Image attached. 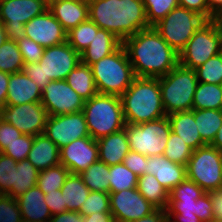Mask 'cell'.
<instances>
[{"label":"cell","instance_id":"obj_1","mask_svg":"<svg viewBox=\"0 0 222 222\" xmlns=\"http://www.w3.org/2000/svg\"><path fill=\"white\" fill-rule=\"evenodd\" d=\"M136 77L159 78L179 64V54L154 27L138 31L122 42Z\"/></svg>","mask_w":222,"mask_h":222},{"label":"cell","instance_id":"obj_2","mask_svg":"<svg viewBox=\"0 0 222 222\" xmlns=\"http://www.w3.org/2000/svg\"><path fill=\"white\" fill-rule=\"evenodd\" d=\"M89 19L122 42L149 28L142 0H89Z\"/></svg>","mask_w":222,"mask_h":222},{"label":"cell","instance_id":"obj_3","mask_svg":"<svg viewBox=\"0 0 222 222\" xmlns=\"http://www.w3.org/2000/svg\"><path fill=\"white\" fill-rule=\"evenodd\" d=\"M126 124H142L166 115L159 78L136 77L120 96Z\"/></svg>","mask_w":222,"mask_h":222},{"label":"cell","instance_id":"obj_4","mask_svg":"<svg viewBox=\"0 0 222 222\" xmlns=\"http://www.w3.org/2000/svg\"><path fill=\"white\" fill-rule=\"evenodd\" d=\"M90 137L98 140L126 126L119 96L97 93L82 109Z\"/></svg>","mask_w":222,"mask_h":222},{"label":"cell","instance_id":"obj_5","mask_svg":"<svg viewBox=\"0 0 222 222\" xmlns=\"http://www.w3.org/2000/svg\"><path fill=\"white\" fill-rule=\"evenodd\" d=\"M90 67L100 94L120 97L136 78L123 45Z\"/></svg>","mask_w":222,"mask_h":222},{"label":"cell","instance_id":"obj_6","mask_svg":"<svg viewBox=\"0 0 222 222\" xmlns=\"http://www.w3.org/2000/svg\"><path fill=\"white\" fill-rule=\"evenodd\" d=\"M197 83L195 70L180 64L166 75L159 77L162 103L166 115L192 110Z\"/></svg>","mask_w":222,"mask_h":222},{"label":"cell","instance_id":"obj_7","mask_svg":"<svg viewBox=\"0 0 222 222\" xmlns=\"http://www.w3.org/2000/svg\"><path fill=\"white\" fill-rule=\"evenodd\" d=\"M207 20L195 11L177 6L153 27L178 54Z\"/></svg>","mask_w":222,"mask_h":222},{"label":"cell","instance_id":"obj_8","mask_svg":"<svg viewBox=\"0 0 222 222\" xmlns=\"http://www.w3.org/2000/svg\"><path fill=\"white\" fill-rule=\"evenodd\" d=\"M222 52V32L212 20H207L189 39L179 53V64L195 70Z\"/></svg>","mask_w":222,"mask_h":222},{"label":"cell","instance_id":"obj_9","mask_svg":"<svg viewBox=\"0 0 222 222\" xmlns=\"http://www.w3.org/2000/svg\"><path fill=\"white\" fill-rule=\"evenodd\" d=\"M186 173L205 192L222 188V151L211 145L193 150Z\"/></svg>","mask_w":222,"mask_h":222},{"label":"cell","instance_id":"obj_10","mask_svg":"<svg viewBox=\"0 0 222 222\" xmlns=\"http://www.w3.org/2000/svg\"><path fill=\"white\" fill-rule=\"evenodd\" d=\"M170 133L167 116L138 125L126 124L130 150L145 156L164 155Z\"/></svg>","mask_w":222,"mask_h":222},{"label":"cell","instance_id":"obj_11","mask_svg":"<svg viewBox=\"0 0 222 222\" xmlns=\"http://www.w3.org/2000/svg\"><path fill=\"white\" fill-rule=\"evenodd\" d=\"M48 0H5L0 3V20L5 25L8 40L25 37L24 25L48 10Z\"/></svg>","mask_w":222,"mask_h":222},{"label":"cell","instance_id":"obj_12","mask_svg":"<svg viewBox=\"0 0 222 222\" xmlns=\"http://www.w3.org/2000/svg\"><path fill=\"white\" fill-rule=\"evenodd\" d=\"M48 117L41 102L5 105L0 110V120L13 125L23 134L32 136L44 133Z\"/></svg>","mask_w":222,"mask_h":222},{"label":"cell","instance_id":"obj_13","mask_svg":"<svg viewBox=\"0 0 222 222\" xmlns=\"http://www.w3.org/2000/svg\"><path fill=\"white\" fill-rule=\"evenodd\" d=\"M44 134L56 144L59 149L74 140L90 136L82 111L49 116L45 125Z\"/></svg>","mask_w":222,"mask_h":222},{"label":"cell","instance_id":"obj_14","mask_svg":"<svg viewBox=\"0 0 222 222\" xmlns=\"http://www.w3.org/2000/svg\"><path fill=\"white\" fill-rule=\"evenodd\" d=\"M80 62V53L65 41L62 44L45 48L38 63L43 69L44 82H50L52 80H65Z\"/></svg>","mask_w":222,"mask_h":222},{"label":"cell","instance_id":"obj_15","mask_svg":"<svg viewBox=\"0 0 222 222\" xmlns=\"http://www.w3.org/2000/svg\"><path fill=\"white\" fill-rule=\"evenodd\" d=\"M41 104L49 116L82 111L84 100L65 80H52L42 89Z\"/></svg>","mask_w":222,"mask_h":222},{"label":"cell","instance_id":"obj_16","mask_svg":"<svg viewBox=\"0 0 222 222\" xmlns=\"http://www.w3.org/2000/svg\"><path fill=\"white\" fill-rule=\"evenodd\" d=\"M110 212L114 221H131L151 214L157 208L137 188L109 193Z\"/></svg>","mask_w":222,"mask_h":222},{"label":"cell","instance_id":"obj_17","mask_svg":"<svg viewBox=\"0 0 222 222\" xmlns=\"http://www.w3.org/2000/svg\"><path fill=\"white\" fill-rule=\"evenodd\" d=\"M25 37L44 48L67 41V32L48 9L24 25Z\"/></svg>","mask_w":222,"mask_h":222},{"label":"cell","instance_id":"obj_18","mask_svg":"<svg viewBox=\"0 0 222 222\" xmlns=\"http://www.w3.org/2000/svg\"><path fill=\"white\" fill-rule=\"evenodd\" d=\"M98 160V145L90 136L74 140L60 149V164L71 174L80 175Z\"/></svg>","mask_w":222,"mask_h":222},{"label":"cell","instance_id":"obj_19","mask_svg":"<svg viewBox=\"0 0 222 222\" xmlns=\"http://www.w3.org/2000/svg\"><path fill=\"white\" fill-rule=\"evenodd\" d=\"M146 173L154 175L168 192L187 178L186 166L174 163L164 155L147 156Z\"/></svg>","mask_w":222,"mask_h":222},{"label":"cell","instance_id":"obj_20","mask_svg":"<svg viewBox=\"0 0 222 222\" xmlns=\"http://www.w3.org/2000/svg\"><path fill=\"white\" fill-rule=\"evenodd\" d=\"M48 9L66 32L89 18V3L78 0H51Z\"/></svg>","mask_w":222,"mask_h":222},{"label":"cell","instance_id":"obj_21","mask_svg":"<svg viewBox=\"0 0 222 222\" xmlns=\"http://www.w3.org/2000/svg\"><path fill=\"white\" fill-rule=\"evenodd\" d=\"M42 90L24 71L10 74L5 105L41 102Z\"/></svg>","mask_w":222,"mask_h":222},{"label":"cell","instance_id":"obj_22","mask_svg":"<svg viewBox=\"0 0 222 222\" xmlns=\"http://www.w3.org/2000/svg\"><path fill=\"white\" fill-rule=\"evenodd\" d=\"M99 160L108 166L123 163L130 147L126 134V126L120 131L96 140Z\"/></svg>","mask_w":222,"mask_h":222},{"label":"cell","instance_id":"obj_23","mask_svg":"<svg viewBox=\"0 0 222 222\" xmlns=\"http://www.w3.org/2000/svg\"><path fill=\"white\" fill-rule=\"evenodd\" d=\"M44 196L43 191L40 190L38 186H35L16 197L22 219L36 222H49L52 214L45 202Z\"/></svg>","mask_w":222,"mask_h":222},{"label":"cell","instance_id":"obj_24","mask_svg":"<svg viewBox=\"0 0 222 222\" xmlns=\"http://www.w3.org/2000/svg\"><path fill=\"white\" fill-rule=\"evenodd\" d=\"M170 122L171 131L176 133L193 150L206 144L197 130L194 118V109L189 111L174 112L167 115Z\"/></svg>","mask_w":222,"mask_h":222},{"label":"cell","instance_id":"obj_25","mask_svg":"<svg viewBox=\"0 0 222 222\" xmlns=\"http://www.w3.org/2000/svg\"><path fill=\"white\" fill-rule=\"evenodd\" d=\"M122 41L105 29H99L89 46L81 53V63L91 66L100 59L115 52Z\"/></svg>","mask_w":222,"mask_h":222},{"label":"cell","instance_id":"obj_26","mask_svg":"<svg viewBox=\"0 0 222 222\" xmlns=\"http://www.w3.org/2000/svg\"><path fill=\"white\" fill-rule=\"evenodd\" d=\"M39 171L60 164V149L44 133L34 136L27 158Z\"/></svg>","mask_w":222,"mask_h":222},{"label":"cell","instance_id":"obj_27","mask_svg":"<svg viewBox=\"0 0 222 222\" xmlns=\"http://www.w3.org/2000/svg\"><path fill=\"white\" fill-rule=\"evenodd\" d=\"M65 81L84 101L98 93L91 67L81 62L68 74Z\"/></svg>","mask_w":222,"mask_h":222},{"label":"cell","instance_id":"obj_28","mask_svg":"<svg viewBox=\"0 0 222 222\" xmlns=\"http://www.w3.org/2000/svg\"><path fill=\"white\" fill-rule=\"evenodd\" d=\"M137 189L157 209H167L169 192L159 183L152 174L138 176Z\"/></svg>","mask_w":222,"mask_h":222},{"label":"cell","instance_id":"obj_29","mask_svg":"<svg viewBox=\"0 0 222 222\" xmlns=\"http://www.w3.org/2000/svg\"><path fill=\"white\" fill-rule=\"evenodd\" d=\"M64 204L68 211H79L87 199L90 190L84 184L79 174H69L64 185L61 187Z\"/></svg>","mask_w":222,"mask_h":222},{"label":"cell","instance_id":"obj_30","mask_svg":"<svg viewBox=\"0 0 222 222\" xmlns=\"http://www.w3.org/2000/svg\"><path fill=\"white\" fill-rule=\"evenodd\" d=\"M197 130L206 145H211L222 125V110L194 109Z\"/></svg>","mask_w":222,"mask_h":222},{"label":"cell","instance_id":"obj_31","mask_svg":"<svg viewBox=\"0 0 222 222\" xmlns=\"http://www.w3.org/2000/svg\"><path fill=\"white\" fill-rule=\"evenodd\" d=\"M38 173L39 170L28 159L17 162L13 186L5 195L16 198L37 186Z\"/></svg>","mask_w":222,"mask_h":222},{"label":"cell","instance_id":"obj_32","mask_svg":"<svg viewBox=\"0 0 222 222\" xmlns=\"http://www.w3.org/2000/svg\"><path fill=\"white\" fill-rule=\"evenodd\" d=\"M192 109L222 110V87L217 84L197 83Z\"/></svg>","mask_w":222,"mask_h":222},{"label":"cell","instance_id":"obj_33","mask_svg":"<svg viewBox=\"0 0 222 222\" xmlns=\"http://www.w3.org/2000/svg\"><path fill=\"white\" fill-rule=\"evenodd\" d=\"M90 191L110 193L109 166L98 160L80 174Z\"/></svg>","mask_w":222,"mask_h":222},{"label":"cell","instance_id":"obj_34","mask_svg":"<svg viewBox=\"0 0 222 222\" xmlns=\"http://www.w3.org/2000/svg\"><path fill=\"white\" fill-rule=\"evenodd\" d=\"M100 28L89 18L67 32V42L77 52L81 53L94 39Z\"/></svg>","mask_w":222,"mask_h":222},{"label":"cell","instance_id":"obj_35","mask_svg":"<svg viewBox=\"0 0 222 222\" xmlns=\"http://www.w3.org/2000/svg\"><path fill=\"white\" fill-rule=\"evenodd\" d=\"M70 171L59 164L38 173L37 186L44 194L61 189Z\"/></svg>","mask_w":222,"mask_h":222},{"label":"cell","instance_id":"obj_36","mask_svg":"<svg viewBox=\"0 0 222 222\" xmlns=\"http://www.w3.org/2000/svg\"><path fill=\"white\" fill-rule=\"evenodd\" d=\"M24 62L16 41L6 40L0 46V71L13 74L23 71Z\"/></svg>","mask_w":222,"mask_h":222},{"label":"cell","instance_id":"obj_37","mask_svg":"<svg viewBox=\"0 0 222 222\" xmlns=\"http://www.w3.org/2000/svg\"><path fill=\"white\" fill-rule=\"evenodd\" d=\"M138 175L129 170L124 163L109 166L110 192L137 188Z\"/></svg>","mask_w":222,"mask_h":222},{"label":"cell","instance_id":"obj_38","mask_svg":"<svg viewBox=\"0 0 222 222\" xmlns=\"http://www.w3.org/2000/svg\"><path fill=\"white\" fill-rule=\"evenodd\" d=\"M192 153L193 149L180 136L171 131L164 150V156L174 163L186 166Z\"/></svg>","mask_w":222,"mask_h":222},{"label":"cell","instance_id":"obj_39","mask_svg":"<svg viewBox=\"0 0 222 222\" xmlns=\"http://www.w3.org/2000/svg\"><path fill=\"white\" fill-rule=\"evenodd\" d=\"M198 82L222 84V52L195 69Z\"/></svg>","mask_w":222,"mask_h":222},{"label":"cell","instance_id":"obj_40","mask_svg":"<svg viewBox=\"0 0 222 222\" xmlns=\"http://www.w3.org/2000/svg\"><path fill=\"white\" fill-rule=\"evenodd\" d=\"M142 2L150 27H153L175 7L179 6L178 0H142Z\"/></svg>","mask_w":222,"mask_h":222},{"label":"cell","instance_id":"obj_41","mask_svg":"<svg viewBox=\"0 0 222 222\" xmlns=\"http://www.w3.org/2000/svg\"><path fill=\"white\" fill-rule=\"evenodd\" d=\"M78 212L83 216L98 212H110L109 193L90 191Z\"/></svg>","mask_w":222,"mask_h":222},{"label":"cell","instance_id":"obj_42","mask_svg":"<svg viewBox=\"0 0 222 222\" xmlns=\"http://www.w3.org/2000/svg\"><path fill=\"white\" fill-rule=\"evenodd\" d=\"M205 191L186 178L169 192V201L197 200Z\"/></svg>","mask_w":222,"mask_h":222},{"label":"cell","instance_id":"obj_43","mask_svg":"<svg viewBox=\"0 0 222 222\" xmlns=\"http://www.w3.org/2000/svg\"><path fill=\"white\" fill-rule=\"evenodd\" d=\"M34 142V136L22 134L17 140L8 145L2 152L4 155L11 157L16 162L28 158L29 152Z\"/></svg>","mask_w":222,"mask_h":222},{"label":"cell","instance_id":"obj_44","mask_svg":"<svg viewBox=\"0 0 222 222\" xmlns=\"http://www.w3.org/2000/svg\"><path fill=\"white\" fill-rule=\"evenodd\" d=\"M17 162L0 153V194H6L14 183Z\"/></svg>","mask_w":222,"mask_h":222},{"label":"cell","instance_id":"obj_45","mask_svg":"<svg viewBox=\"0 0 222 222\" xmlns=\"http://www.w3.org/2000/svg\"><path fill=\"white\" fill-rule=\"evenodd\" d=\"M22 215L16 198L0 194V222H21Z\"/></svg>","mask_w":222,"mask_h":222},{"label":"cell","instance_id":"obj_46","mask_svg":"<svg viewBox=\"0 0 222 222\" xmlns=\"http://www.w3.org/2000/svg\"><path fill=\"white\" fill-rule=\"evenodd\" d=\"M24 63H37L43 56L45 48L28 37L17 41Z\"/></svg>","mask_w":222,"mask_h":222},{"label":"cell","instance_id":"obj_47","mask_svg":"<svg viewBox=\"0 0 222 222\" xmlns=\"http://www.w3.org/2000/svg\"><path fill=\"white\" fill-rule=\"evenodd\" d=\"M124 165L138 176L146 174L147 156L138 152L129 151L123 160Z\"/></svg>","mask_w":222,"mask_h":222},{"label":"cell","instance_id":"obj_48","mask_svg":"<svg viewBox=\"0 0 222 222\" xmlns=\"http://www.w3.org/2000/svg\"><path fill=\"white\" fill-rule=\"evenodd\" d=\"M167 215H193L197 216L196 200L169 201L166 209Z\"/></svg>","mask_w":222,"mask_h":222},{"label":"cell","instance_id":"obj_49","mask_svg":"<svg viewBox=\"0 0 222 222\" xmlns=\"http://www.w3.org/2000/svg\"><path fill=\"white\" fill-rule=\"evenodd\" d=\"M23 133L9 123L0 120V153H2L8 145L13 143Z\"/></svg>","mask_w":222,"mask_h":222},{"label":"cell","instance_id":"obj_50","mask_svg":"<svg viewBox=\"0 0 222 222\" xmlns=\"http://www.w3.org/2000/svg\"><path fill=\"white\" fill-rule=\"evenodd\" d=\"M197 217L202 222H211L215 220L212 210V202L208 192L197 198Z\"/></svg>","mask_w":222,"mask_h":222},{"label":"cell","instance_id":"obj_51","mask_svg":"<svg viewBox=\"0 0 222 222\" xmlns=\"http://www.w3.org/2000/svg\"><path fill=\"white\" fill-rule=\"evenodd\" d=\"M44 199L52 215L67 211L61 189L46 193Z\"/></svg>","mask_w":222,"mask_h":222},{"label":"cell","instance_id":"obj_52","mask_svg":"<svg viewBox=\"0 0 222 222\" xmlns=\"http://www.w3.org/2000/svg\"><path fill=\"white\" fill-rule=\"evenodd\" d=\"M178 3L181 7L197 12L206 20L213 19V15L208 11L207 0H178Z\"/></svg>","mask_w":222,"mask_h":222},{"label":"cell","instance_id":"obj_53","mask_svg":"<svg viewBox=\"0 0 222 222\" xmlns=\"http://www.w3.org/2000/svg\"><path fill=\"white\" fill-rule=\"evenodd\" d=\"M23 71L25 74L34 81L41 90L49 83L44 82V73L40 64L37 63H24Z\"/></svg>","mask_w":222,"mask_h":222},{"label":"cell","instance_id":"obj_54","mask_svg":"<svg viewBox=\"0 0 222 222\" xmlns=\"http://www.w3.org/2000/svg\"><path fill=\"white\" fill-rule=\"evenodd\" d=\"M211 202L213 215L216 221H222V188L208 192Z\"/></svg>","mask_w":222,"mask_h":222},{"label":"cell","instance_id":"obj_55","mask_svg":"<svg viewBox=\"0 0 222 222\" xmlns=\"http://www.w3.org/2000/svg\"><path fill=\"white\" fill-rule=\"evenodd\" d=\"M49 222H84L83 215L78 211H65L51 216Z\"/></svg>","mask_w":222,"mask_h":222},{"label":"cell","instance_id":"obj_56","mask_svg":"<svg viewBox=\"0 0 222 222\" xmlns=\"http://www.w3.org/2000/svg\"><path fill=\"white\" fill-rule=\"evenodd\" d=\"M115 222H168V217L166 209H156L151 214L146 215L138 220Z\"/></svg>","mask_w":222,"mask_h":222},{"label":"cell","instance_id":"obj_57","mask_svg":"<svg viewBox=\"0 0 222 222\" xmlns=\"http://www.w3.org/2000/svg\"><path fill=\"white\" fill-rule=\"evenodd\" d=\"M10 74L0 71V110L5 106Z\"/></svg>","mask_w":222,"mask_h":222},{"label":"cell","instance_id":"obj_58","mask_svg":"<svg viewBox=\"0 0 222 222\" xmlns=\"http://www.w3.org/2000/svg\"><path fill=\"white\" fill-rule=\"evenodd\" d=\"M84 222H115L111 212H98L83 216Z\"/></svg>","mask_w":222,"mask_h":222},{"label":"cell","instance_id":"obj_59","mask_svg":"<svg viewBox=\"0 0 222 222\" xmlns=\"http://www.w3.org/2000/svg\"><path fill=\"white\" fill-rule=\"evenodd\" d=\"M168 222H202L195 214L193 215H167ZM175 218L172 220V218Z\"/></svg>","mask_w":222,"mask_h":222},{"label":"cell","instance_id":"obj_60","mask_svg":"<svg viewBox=\"0 0 222 222\" xmlns=\"http://www.w3.org/2000/svg\"><path fill=\"white\" fill-rule=\"evenodd\" d=\"M208 11L214 15L222 8V0H207Z\"/></svg>","mask_w":222,"mask_h":222},{"label":"cell","instance_id":"obj_61","mask_svg":"<svg viewBox=\"0 0 222 222\" xmlns=\"http://www.w3.org/2000/svg\"><path fill=\"white\" fill-rule=\"evenodd\" d=\"M211 146L215 147L219 151H222V125L220 126Z\"/></svg>","mask_w":222,"mask_h":222},{"label":"cell","instance_id":"obj_62","mask_svg":"<svg viewBox=\"0 0 222 222\" xmlns=\"http://www.w3.org/2000/svg\"><path fill=\"white\" fill-rule=\"evenodd\" d=\"M212 21L215 23L217 28L222 32V8L213 15Z\"/></svg>","mask_w":222,"mask_h":222},{"label":"cell","instance_id":"obj_63","mask_svg":"<svg viewBox=\"0 0 222 222\" xmlns=\"http://www.w3.org/2000/svg\"><path fill=\"white\" fill-rule=\"evenodd\" d=\"M7 34L5 32V25L0 20V46L7 40Z\"/></svg>","mask_w":222,"mask_h":222},{"label":"cell","instance_id":"obj_64","mask_svg":"<svg viewBox=\"0 0 222 222\" xmlns=\"http://www.w3.org/2000/svg\"><path fill=\"white\" fill-rule=\"evenodd\" d=\"M21 222H36V221H30V220H25V219H22Z\"/></svg>","mask_w":222,"mask_h":222},{"label":"cell","instance_id":"obj_65","mask_svg":"<svg viewBox=\"0 0 222 222\" xmlns=\"http://www.w3.org/2000/svg\"><path fill=\"white\" fill-rule=\"evenodd\" d=\"M49 1H51V0H48V2H49ZM78 1H85V2H89V0H78Z\"/></svg>","mask_w":222,"mask_h":222}]
</instances>
